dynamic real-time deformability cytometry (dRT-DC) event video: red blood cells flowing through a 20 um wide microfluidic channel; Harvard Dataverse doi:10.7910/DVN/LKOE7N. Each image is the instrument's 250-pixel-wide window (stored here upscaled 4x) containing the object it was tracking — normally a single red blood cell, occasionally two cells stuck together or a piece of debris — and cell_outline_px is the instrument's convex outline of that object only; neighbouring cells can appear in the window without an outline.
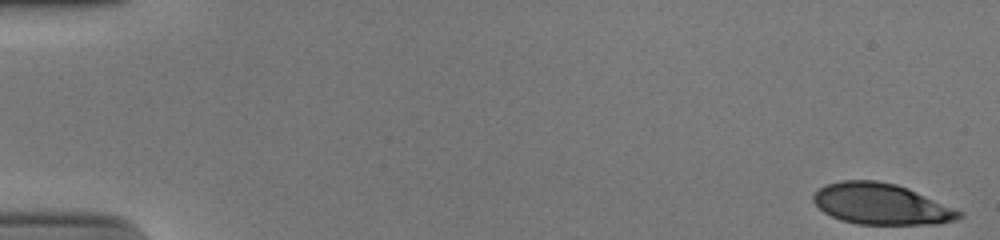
{"species": "human", "species_latin": "Homo sapiens", "temperature_condition": "cold", "stored_images_in_passage": 53, "camera_frame_rate_fps": 3000, "um_per_image_px": 0.085, "donor": {"sex": "male"}, "frame": {"image": 1, "passage_image": 1, "time_ms": 0.0, "image_size_px": [1000, 240], "cell_outline_px": [[964, 216], [956, 220], [936, 224], [856, 224], [840, 220], [824, 212], [812, 200], [812, 196], [820, 188], [828, 184], [840, 180], [876, 180], [896, 184], [908, 188], [964, 212]], "centroid_in_image_um": [74.92, 17.34], "position_along_channel_um": 10.1, "area_um2": 34.85}}
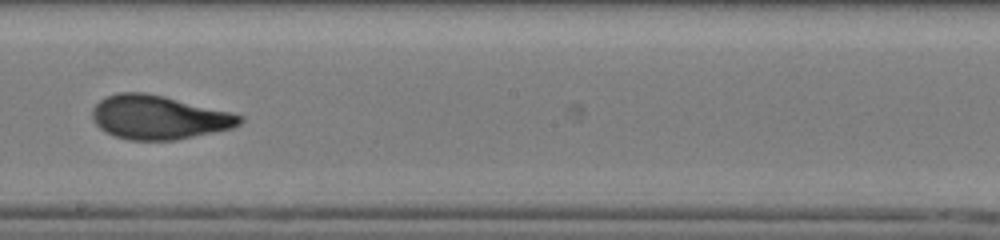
{"frame": {"image": 2, "passage_image": 31, "time_ms": 10.0, "image_size_px": [1000, 240], "cell_outline_px": [[244, 120], [240, 124], [232, 128], [172, 140], [128, 140], [104, 132], [92, 120], [92, 108], [100, 100], [116, 92], [144, 92], [164, 96], [232, 112], [244, 116]], "centroid_in_image_um": [13.48, 9.96], "position_along_channel_um": 234.7, "area_um2": 37.63}}
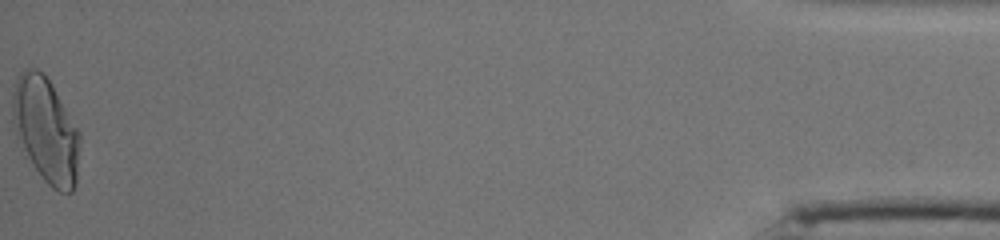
{"frame": {"image": 3, "passage_image": 53, "time_ms": 17.333, "image_size_px": [1000, 240], "cell_outline_px": [[80, 140], [76, 184], [72, 192], [60, 192], [52, 188], [44, 180], [16, 140], [12, 120], [12, 96], [16, 80], [20, 72], [24, 68], [36, 68], [44, 72], [52, 84], [80, 132]], "centroid_in_image_um": [3.89, 11.03], "position_along_channel_um": 431.3, "area_um2": 41.44}, "authors_computed_cell_mechanics": {"area_um2": 36.703, "velocity_mm_per_s": 3.9023, "shape_relaxation_time_tau1_ms": 7.0749, "shape_relaxation_time_tau2_ms": 1.0082, "deformation_change_tau1": 0.2556, "deformation_change_tau2": 0.0661}}